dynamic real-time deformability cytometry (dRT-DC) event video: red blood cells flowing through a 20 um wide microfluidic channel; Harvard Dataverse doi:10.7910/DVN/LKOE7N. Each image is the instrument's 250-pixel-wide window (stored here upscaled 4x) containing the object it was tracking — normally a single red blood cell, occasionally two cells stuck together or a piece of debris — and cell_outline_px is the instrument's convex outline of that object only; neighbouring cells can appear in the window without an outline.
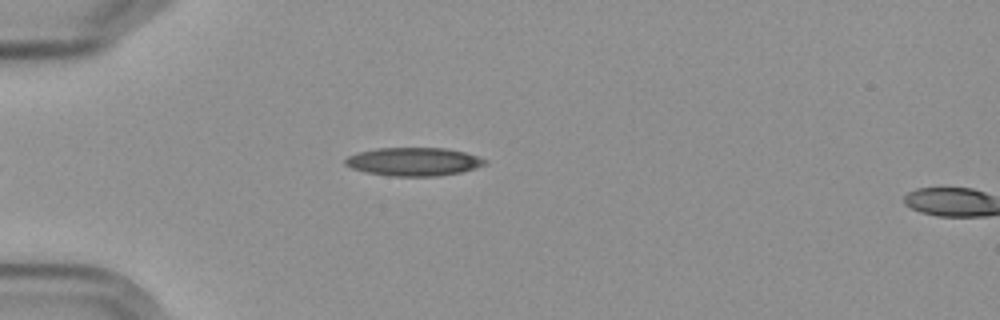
{"species": "Egyptian fruit bat (a non-hibernating species)", "species_latin": "Rousettus aegyptiacus", "temperature_condition": "cold", "stored_images_in_passage": 6, "camera_frame_rate_fps": 3000, "um_per_image_px": 0.085, "frame": {"image": 1, "passage_image": 6, "time_ms": 6.0, "image_size_px": [1000, 320], "cell_outline_px": [[488, 160], [484, 164], [460, 172], [436, 176], [388, 176], [368, 172], [352, 168], [344, 164], [344, 160], [348, 156], [356, 152], [376, 148], [444, 148], [464, 152]], "centroid_in_image_um": [35.1, 13.73], "position_along_channel_um": 49.9, "area_um2": 22.83}}